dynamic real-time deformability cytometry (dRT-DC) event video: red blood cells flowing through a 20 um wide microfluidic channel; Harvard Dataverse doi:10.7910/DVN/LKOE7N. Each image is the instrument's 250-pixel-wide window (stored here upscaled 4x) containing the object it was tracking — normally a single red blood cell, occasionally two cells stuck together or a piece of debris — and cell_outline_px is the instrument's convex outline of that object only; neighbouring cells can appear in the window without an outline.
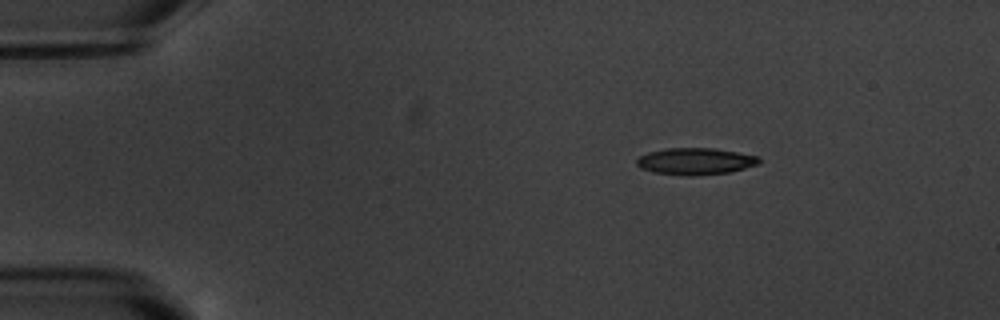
{"species": "common noctule bat (a hibernating species)", "species_latin": "Nyctalus noctula", "temperature_condition": "warm", "stored_images_in_passage": 15, "camera_frame_rate_fps": 3000, "um_per_image_px": 0.085, "animal": {"sex": "male", "body_mass_g": 20.1, "forearm_length_mm": 53.5}, "frame": {"image": 1, "passage_image": 1, "time_ms": 0.0, "image_size_px": [1000, 320], "cell_outline_px": [[760, 164], [728, 172], [696, 176], [688, 176], [652, 172], [640, 168], [636, 164], [636, 160], [640, 156], [648, 152], [664, 148], [716, 148], [756, 156], [760, 160]], "centroid_in_image_um": [59.07, 13.71], "position_along_channel_um": 25.9, "area_um2": 19.13}}
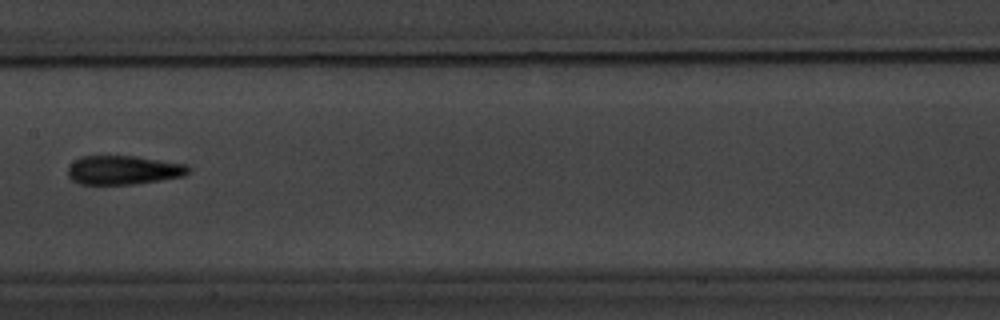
{"frame": {"image": 2, "passage_image": 7, "time_ms": 7.0, "image_size_px": [1000, 320], "cell_outline_px": [[192, 168], [184, 176], [160, 180], [132, 184], [80, 184], [72, 180], [68, 176], [68, 168], [80, 156], [136, 156], [188, 164]], "centroid_in_image_um": [10.53, 14.45], "position_along_channel_um": 196.9, "area_um2": 20.35}}
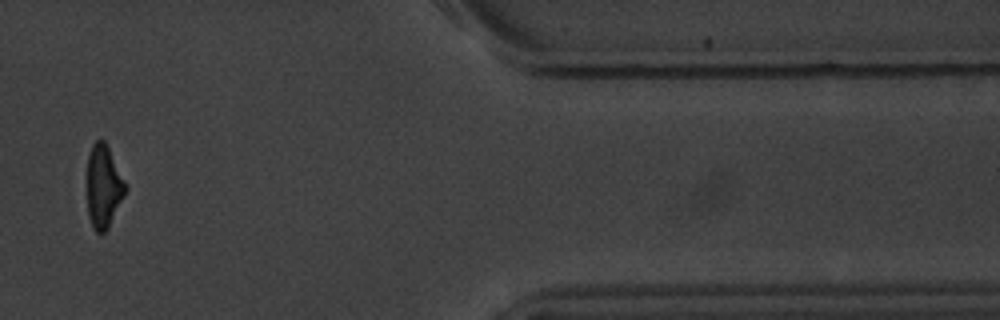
{"frame": {"image": 3, "passage_image": 13, "time_ms": 14.0, "image_size_px": [1000, 320], "cell_outline_px": [[128, 188], [108, 228], [104, 232], [96, 232], [92, 228], [88, 216], [88, 156], [92, 144], [96, 140], [104, 140]], "centroid_in_image_um": [8.8, 15.88], "position_along_channel_um": 402.6, "area_um2": 18.21}, "authors_computed_cell_mechanics": {"area_um2": 19.8254, "velocity_mm_per_s": 3.4721, "shape_relaxation_time_tau1_ms": 4.5137, "shape_relaxation_time_tau2_ms": 2.5537, "deformation_change_tau1": 0.1536, "deformation_change_tau2": 0.0931}}